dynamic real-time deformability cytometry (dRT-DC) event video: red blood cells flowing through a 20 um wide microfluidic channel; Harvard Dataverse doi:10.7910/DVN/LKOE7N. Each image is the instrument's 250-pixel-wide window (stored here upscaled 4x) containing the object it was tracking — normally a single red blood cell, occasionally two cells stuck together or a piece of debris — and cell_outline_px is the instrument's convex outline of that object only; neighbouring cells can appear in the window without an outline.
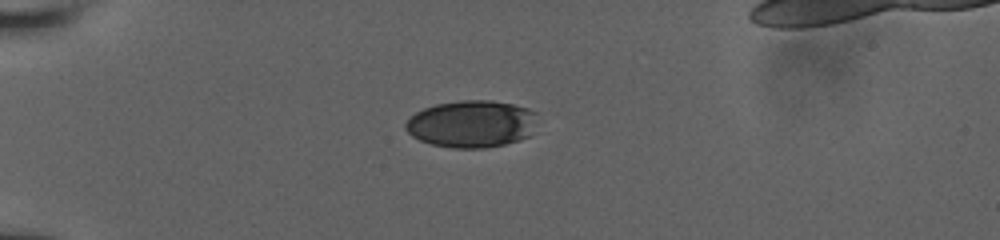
{"species": "human", "species_latin": "Homo sapiens", "temperature_condition": "room temperature", "stored_images_in_passage": 2, "camera_frame_rate_fps": 3000, "um_per_image_px": 0.085, "donor": {"sex": "male"}, "frame": {"image": 1, "passage_image": 1, "time_ms": 0.0, "image_size_px": [1000, 240], "cell_outline_px": [[536, 112], [532, 136], [520, 140], [504, 144], [484, 148], [452, 148], [432, 144], [420, 140], [412, 136], [404, 128], [404, 124], [416, 112], [424, 108], [436, 104], [460, 100], [492, 100], [512, 104], [528, 108]], "centroid_in_image_um": [40.1, 10.53], "position_along_channel_um": 44.9, "area_um2": 36.36}}